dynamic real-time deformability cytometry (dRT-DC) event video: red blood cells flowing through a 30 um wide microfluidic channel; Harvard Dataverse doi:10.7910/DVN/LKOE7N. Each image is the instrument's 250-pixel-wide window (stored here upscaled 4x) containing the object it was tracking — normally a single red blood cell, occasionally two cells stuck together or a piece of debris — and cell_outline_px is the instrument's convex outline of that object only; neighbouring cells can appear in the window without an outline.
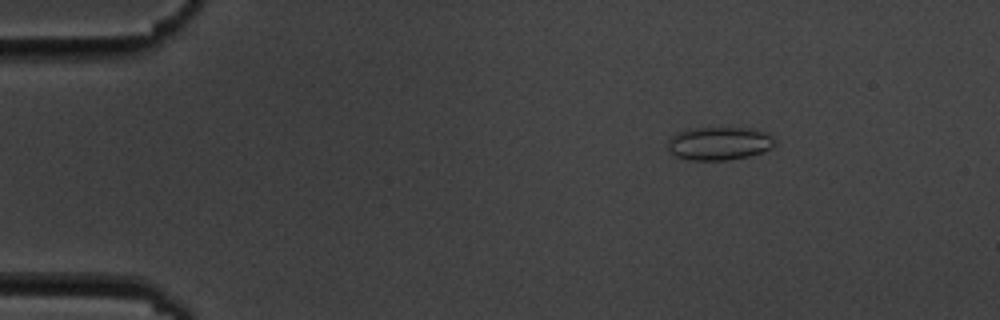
{"species": "common noctule bat (a hibernating species)", "species_latin": "Nyctalus noctula", "temperature_condition": "cold", "stored_images_in_passage": 7, "camera_frame_rate_fps": 3000, "um_per_image_px": 0.085, "animal": {"sex": "male", "body_mass_g": 19.5, "forearm_length_mm": 54.6}, "frame": {"image": 1, "passage_image": 3, "time_ms": 2.333, "image_size_px": [1000, 320], "cell_outline_px": [[776, 144], [772, 148], [764, 152], [748, 156], [728, 160], [692, 160], [676, 156], [668, 148], [668, 140], [676, 132], [692, 128], [752, 128], [764, 132], [772, 136]], "centroid_in_image_um": [61.15, 12.19], "position_along_channel_um": 23.8, "area_um2": 20.75}}